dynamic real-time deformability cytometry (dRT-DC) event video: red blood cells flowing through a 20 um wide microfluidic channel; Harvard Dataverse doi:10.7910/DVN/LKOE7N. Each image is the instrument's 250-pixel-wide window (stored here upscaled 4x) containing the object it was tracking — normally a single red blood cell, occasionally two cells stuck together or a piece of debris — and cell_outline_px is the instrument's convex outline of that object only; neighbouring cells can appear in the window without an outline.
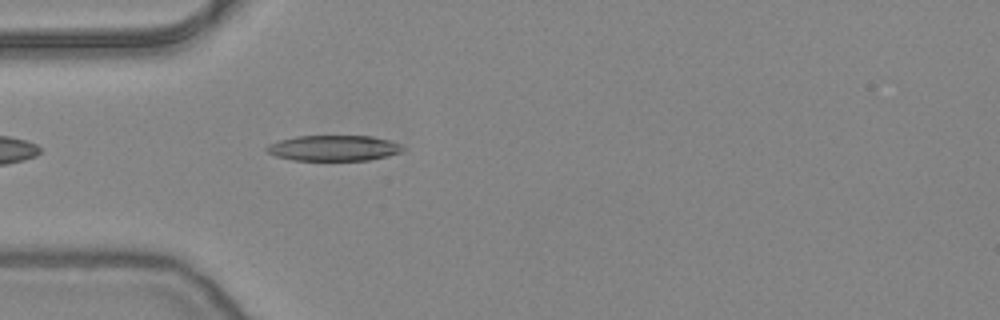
{"species": "common noctule bat (a hibernating species)", "species_latin": "Nyctalus noctula", "temperature_condition": "warm", "stored_images_in_passage": 26, "camera_frame_rate_fps": 3000, "um_per_image_px": 0.085, "animal": {"sex": "female", "body_mass_g": 24.6, "forearm_length_mm": 56.2}, "frame": {"image": 1, "passage_image": 4, "time_ms": 1.0, "image_size_px": [1000, 320], "cell_outline_px": [[404, 148], [400, 152], [388, 156], [368, 160], [292, 160], [276, 156], [268, 152], [264, 148], [268, 144], [280, 140], [296, 136], [372, 136], [388, 140], [400, 144]], "centroid_in_image_um": [28.34, 12.58], "position_along_channel_um": 56.7, "area_um2": 20.23}}
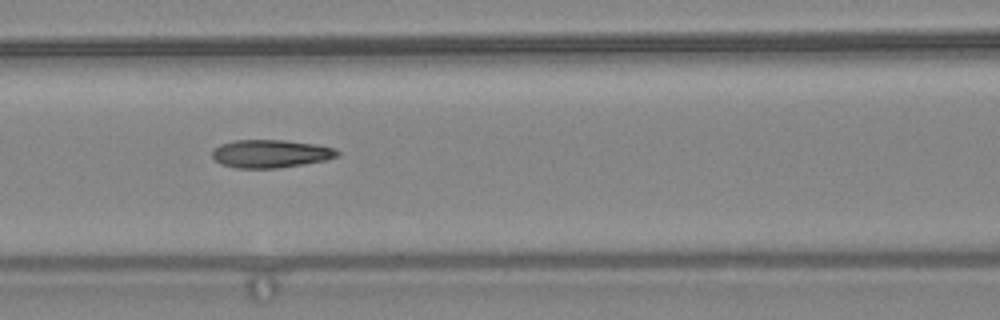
{"frame": {"image": 2, "passage_image": 11, "time_ms": 3.333, "image_size_px": [1000, 320], "cell_outline_px": [[340, 156], [328, 160], [304, 164], [276, 168], [236, 168], [220, 164], [212, 156], [212, 152], [220, 144], [232, 140], [284, 140], [316, 144], [336, 148], [340, 152]], "centroid_in_image_um": [23.05, 13.06], "position_along_channel_um": 143.6, "area_um2": 20.63}}
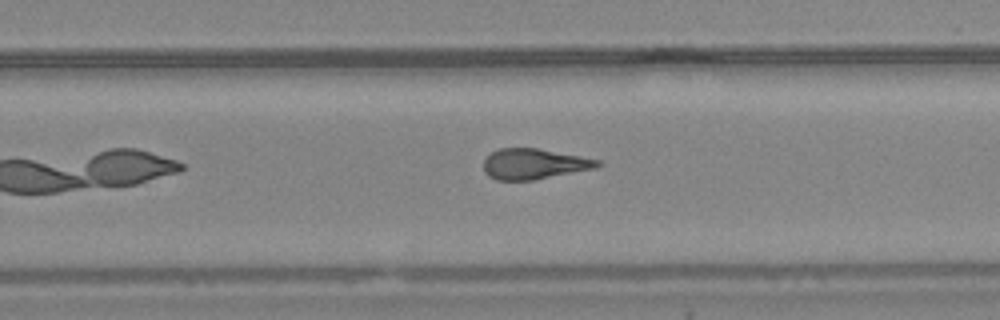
{"frame": {"image": 3, "passage_image": 22, "time_ms": 7.0, "image_size_px": [1000, 320], "cell_outline_px": [[600, 164], [596, 168], [536, 180], [496, 180], [488, 176], [484, 172], [484, 160], [492, 152], [500, 148], [536, 148], [580, 156], [600, 160]], "centroid_in_image_um": [45.38, 13.94], "position_along_channel_um": 284.4, "area_um2": 20.23}}